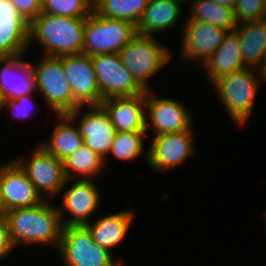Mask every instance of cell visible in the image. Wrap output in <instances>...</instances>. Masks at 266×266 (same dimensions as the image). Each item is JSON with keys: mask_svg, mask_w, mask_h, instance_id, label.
Returning <instances> with one entry per match:
<instances>
[{"mask_svg": "<svg viewBox=\"0 0 266 266\" xmlns=\"http://www.w3.org/2000/svg\"><path fill=\"white\" fill-rule=\"evenodd\" d=\"M53 200L30 207L6 211L9 237L15 249L21 245H52L58 249L63 222Z\"/></svg>", "mask_w": 266, "mask_h": 266, "instance_id": "1", "label": "cell"}, {"mask_svg": "<svg viewBox=\"0 0 266 266\" xmlns=\"http://www.w3.org/2000/svg\"><path fill=\"white\" fill-rule=\"evenodd\" d=\"M86 17H62L40 13L29 27V48L37 44L43 55L62 57L82 54Z\"/></svg>", "mask_w": 266, "mask_h": 266, "instance_id": "2", "label": "cell"}, {"mask_svg": "<svg viewBox=\"0 0 266 266\" xmlns=\"http://www.w3.org/2000/svg\"><path fill=\"white\" fill-rule=\"evenodd\" d=\"M257 69L244 68L219 78L211 86L234 124L243 127L255 108L260 88Z\"/></svg>", "mask_w": 266, "mask_h": 266, "instance_id": "3", "label": "cell"}, {"mask_svg": "<svg viewBox=\"0 0 266 266\" xmlns=\"http://www.w3.org/2000/svg\"><path fill=\"white\" fill-rule=\"evenodd\" d=\"M154 36L136 34L119 52L123 66L145 89L148 81L173 60L171 51Z\"/></svg>", "mask_w": 266, "mask_h": 266, "instance_id": "4", "label": "cell"}, {"mask_svg": "<svg viewBox=\"0 0 266 266\" xmlns=\"http://www.w3.org/2000/svg\"><path fill=\"white\" fill-rule=\"evenodd\" d=\"M129 21L98 15L94 10L86 17L83 53L89 56L119 54L136 35Z\"/></svg>", "mask_w": 266, "mask_h": 266, "instance_id": "5", "label": "cell"}, {"mask_svg": "<svg viewBox=\"0 0 266 266\" xmlns=\"http://www.w3.org/2000/svg\"><path fill=\"white\" fill-rule=\"evenodd\" d=\"M58 256L62 266H122L112 253L92 240L85 225L64 226Z\"/></svg>", "mask_w": 266, "mask_h": 266, "instance_id": "6", "label": "cell"}, {"mask_svg": "<svg viewBox=\"0 0 266 266\" xmlns=\"http://www.w3.org/2000/svg\"><path fill=\"white\" fill-rule=\"evenodd\" d=\"M37 94H41L48 108L55 115L69 114L74 110V99L69 81L64 73L62 57L43 55L32 65Z\"/></svg>", "mask_w": 266, "mask_h": 266, "instance_id": "7", "label": "cell"}, {"mask_svg": "<svg viewBox=\"0 0 266 266\" xmlns=\"http://www.w3.org/2000/svg\"><path fill=\"white\" fill-rule=\"evenodd\" d=\"M27 156L24 158L22 155L14 160L25 171L41 197L53 200L66 182L63 162L39 144Z\"/></svg>", "mask_w": 266, "mask_h": 266, "instance_id": "8", "label": "cell"}, {"mask_svg": "<svg viewBox=\"0 0 266 266\" xmlns=\"http://www.w3.org/2000/svg\"><path fill=\"white\" fill-rule=\"evenodd\" d=\"M97 185L92 179H66L61 204L56 206L64 226L85 225L92 221L90 218L96 214L102 199Z\"/></svg>", "mask_w": 266, "mask_h": 266, "instance_id": "9", "label": "cell"}, {"mask_svg": "<svg viewBox=\"0 0 266 266\" xmlns=\"http://www.w3.org/2000/svg\"><path fill=\"white\" fill-rule=\"evenodd\" d=\"M153 90L145 92L146 131L155 135L178 133L193 126L190 111L176 99L157 96Z\"/></svg>", "mask_w": 266, "mask_h": 266, "instance_id": "10", "label": "cell"}, {"mask_svg": "<svg viewBox=\"0 0 266 266\" xmlns=\"http://www.w3.org/2000/svg\"><path fill=\"white\" fill-rule=\"evenodd\" d=\"M86 108L88 109L79 106L68 115L77 124L83 137V144L102 158L106 166L107 156L116 134L114 125L101 105L86 106ZM83 109L85 111L81 113Z\"/></svg>", "mask_w": 266, "mask_h": 266, "instance_id": "11", "label": "cell"}, {"mask_svg": "<svg viewBox=\"0 0 266 266\" xmlns=\"http://www.w3.org/2000/svg\"><path fill=\"white\" fill-rule=\"evenodd\" d=\"M102 99L131 97L146 90L123 66L119 54L91 56Z\"/></svg>", "mask_w": 266, "mask_h": 266, "instance_id": "12", "label": "cell"}, {"mask_svg": "<svg viewBox=\"0 0 266 266\" xmlns=\"http://www.w3.org/2000/svg\"><path fill=\"white\" fill-rule=\"evenodd\" d=\"M194 127L178 133L153 135L150 146L147 147V165L152 171L166 172L180 166L196 148L193 140Z\"/></svg>", "mask_w": 266, "mask_h": 266, "instance_id": "13", "label": "cell"}, {"mask_svg": "<svg viewBox=\"0 0 266 266\" xmlns=\"http://www.w3.org/2000/svg\"><path fill=\"white\" fill-rule=\"evenodd\" d=\"M62 66L73 94L74 110L100 105L103 99L91 56L84 53L62 56Z\"/></svg>", "mask_w": 266, "mask_h": 266, "instance_id": "14", "label": "cell"}, {"mask_svg": "<svg viewBox=\"0 0 266 266\" xmlns=\"http://www.w3.org/2000/svg\"><path fill=\"white\" fill-rule=\"evenodd\" d=\"M180 57L187 62H199L201 67L222 44L229 30L214 26L206 21H184Z\"/></svg>", "mask_w": 266, "mask_h": 266, "instance_id": "15", "label": "cell"}, {"mask_svg": "<svg viewBox=\"0 0 266 266\" xmlns=\"http://www.w3.org/2000/svg\"><path fill=\"white\" fill-rule=\"evenodd\" d=\"M0 190L6 211L30 208L44 201L14 159L0 163Z\"/></svg>", "mask_w": 266, "mask_h": 266, "instance_id": "16", "label": "cell"}, {"mask_svg": "<svg viewBox=\"0 0 266 266\" xmlns=\"http://www.w3.org/2000/svg\"><path fill=\"white\" fill-rule=\"evenodd\" d=\"M29 27L30 23L9 0H1L0 58L26 55L29 50Z\"/></svg>", "mask_w": 266, "mask_h": 266, "instance_id": "17", "label": "cell"}, {"mask_svg": "<svg viewBox=\"0 0 266 266\" xmlns=\"http://www.w3.org/2000/svg\"><path fill=\"white\" fill-rule=\"evenodd\" d=\"M108 114L116 132H147L145 93L131 97H113L100 104Z\"/></svg>", "mask_w": 266, "mask_h": 266, "instance_id": "18", "label": "cell"}, {"mask_svg": "<svg viewBox=\"0 0 266 266\" xmlns=\"http://www.w3.org/2000/svg\"><path fill=\"white\" fill-rule=\"evenodd\" d=\"M25 55L0 58V100L16 99L35 93L36 81L29 61Z\"/></svg>", "mask_w": 266, "mask_h": 266, "instance_id": "19", "label": "cell"}, {"mask_svg": "<svg viewBox=\"0 0 266 266\" xmlns=\"http://www.w3.org/2000/svg\"><path fill=\"white\" fill-rule=\"evenodd\" d=\"M136 217V212L128 208L102 215L85 226L89 229L92 240L112 253V249L119 247L125 240Z\"/></svg>", "mask_w": 266, "mask_h": 266, "instance_id": "20", "label": "cell"}, {"mask_svg": "<svg viewBox=\"0 0 266 266\" xmlns=\"http://www.w3.org/2000/svg\"><path fill=\"white\" fill-rule=\"evenodd\" d=\"M201 68L206 71V80L210 86L219 78L246 68L242 60L239 36L235 30L227 32L222 44Z\"/></svg>", "mask_w": 266, "mask_h": 266, "instance_id": "21", "label": "cell"}, {"mask_svg": "<svg viewBox=\"0 0 266 266\" xmlns=\"http://www.w3.org/2000/svg\"><path fill=\"white\" fill-rule=\"evenodd\" d=\"M182 4L174 0H149L136 25V33L153 36L177 25L182 14ZM181 16V17H180ZM156 33V34H155Z\"/></svg>", "mask_w": 266, "mask_h": 266, "instance_id": "22", "label": "cell"}, {"mask_svg": "<svg viewBox=\"0 0 266 266\" xmlns=\"http://www.w3.org/2000/svg\"><path fill=\"white\" fill-rule=\"evenodd\" d=\"M54 116L57 117L56 123L49 140H44L39 145L63 162L83 145V137L77 124L68 114Z\"/></svg>", "mask_w": 266, "mask_h": 266, "instance_id": "23", "label": "cell"}, {"mask_svg": "<svg viewBox=\"0 0 266 266\" xmlns=\"http://www.w3.org/2000/svg\"><path fill=\"white\" fill-rule=\"evenodd\" d=\"M241 54L246 68L257 69L266 59V18L238 24Z\"/></svg>", "mask_w": 266, "mask_h": 266, "instance_id": "24", "label": "cell"}, {"mask_svg": "<svg viewBox=\"0 0 266 266\" xmlns=\"http://www.w3.org/2000/svg\"><path fill=\"white\" fill-rule=\"evenodd\" d=\"M63 166L68 180H91L92 176L94 180V176L101 174L105 168L104 160L84 144L63 161Z\"/></svg>", "mask_w": 266, "mask_h": 266, "instance_id": "25", "label": "cell"}, {"mask_svg": "<svg viewBox=\"0 0 266 266\" xmlns=\"http://www.w3.org/2000/svg\"><path fill=\"white\" fill-rule=\"evenodd\" d=\"M187 6H189L190 15L185 21H206L229 31L234 30L238 25L234 8L218 5L209 0H192Z\"/></svg>", "mask_w": 266, "mask_h": 266, "instance_id": "26", "label": "cell"}, {"mask_svg": "<svg viewBox=\"0 0 266 266\" xmlns=\"http://www.w3.org/2000/svg\"><path fill=\"white\" fill-rule=\"evenodd\" d=\"M149 0H96L93 10L100 16L139 22Z\"/></svg>", "mask_w": 266, "mask_h": 266, "instance_id": "27", "label": "cell"}, {"mask_svg": "<svg viewBox=\"0 0 266 266\" xmlns=\"http://www.w3.org/2000/svg\"><path fill=\"white\" fill-rule=\"evenodd\" d=\"M147 136V132H116L108 157L112 155L118 160L129 162L144 154L147 162L148 150H144Z\"/></svg>", "mask_w": 266, "mask_h": 266, "instance_id": "28", "label": "cell"}, {"mask_svg": "<svg viewBox=\"0 0 266 266\" xmlns=\"http://www.w3.org/2000/svg\"><path fill=\"white\" fill-rule=\"evenodd\" d=\"M93 11L88 0H42L41 12L62 17H87Z\"/></svg>", "mask_w": 266, "mask_h": 266, "instance_id": "29", "label": "cell"}, {"mask_svg": "<svg viewBox=\"0 0 266 266\" xmlns=\"http://www.w3.org/2000/svg\"><path fill=\"white\" fill-rule=\"evenodd\" d=\"M234 12L237 24L266 18L264 0H236Z\"/></svg>", "mask_w": 266, "mask_h": 266, "instance_id": "30", "label": "cell"}, {"mask_svg": "<svg viewBox=\"0 0 266 266\" xmlns=\"http://www.w3.org/2000/svg\"><path fill=\"white\" fill-rule=\"evenodd\" d=\"M33 94H28L24 96H20L16 99H5L1 102V113L2 111H6L13 116L15 119L23 120L28 119L34 112V98ZM6 109V110H4ZM33 111V112H32Z\"/></svg>", "mask_w": 266, "mask_h": 266, "instance_id": "31", "label": "cell"}, {"mask_svg": "<svg viewBox=\"0 0 266 266\" xmlns=\"http://www.w3.org/2000/svg\"><path fill=\"white\" fill-rule=\"evenodd\" d=\"M17 12L31 23L41 13L42 0H9Z\"/></svg>", "mask_w": 266, "mask_h": 266, "instance_id": "32", "label": "cell"}, {"mask_svg": "<svg viewBox=\"0 0 266 266\" xmlns=\"http://www.w3.org/2000/svg\"><path fill=\"white\" fill-rule=\"evenodd\" d=\"M13 251L15 247L10 240L5 217H0V260L9 256Z\"/></svg>", "mask_w": 266, "mask_h": 266, "instance_id": "33", "label": "cell"}, {"mask_svg": "<svg viewBox=\"0 0 266 266\" xmlns=\"http://www.w3.org/2000/svg\"><path fill=\"white\" fill-rule=\"evenodd\" d=\"M257 72H258L260 83L261 84H263L264 82L266 83V59L257 68Z\"/></svg>", "mask_w": 266, "mask_h": 266, "instance_id": "34", "label": "cell"}, {"mask_svg": "<svg viewBox=\"0 0 266 266\" xmlns=\"http://www.w3.org/2000/svg\"><path fill=\"white\" fill-rule=\"evenodd\" d=\"M209 1H212L218 5H223V6H227L230 8H234L236 0H209Z\"/></svg>", "mask_w": 266, "mask_h": 266, "instance_id": "35", "label": "cell"}, {"mask_svg": "<svg viewBox=\"0 0 266 266\" xmlns=\"http://www.w3.org/2000/svg\"><path fill=\"white\" fill-rule=\"evenodd\" d=\"M5 214H6V208L4 206L2 195H1V190H0V217H5Z\"/></svg>", "mask_w": 266, "mask_h": 266, "instance_id": "36", "label": "cell"}, {"mask_svg": "<svg viewBox=\"0 0 266 266\" xmlns=\"http://www.w3.org/2000/svg\"><path fill=\"white\" fill-rule=\"evenodd\" d=\"M174 1H177V2H179V3H181V4L183 5L184 3H188V4H190V2H191L192 0H174Z\"/></svg>", "mask_w": 266, "mask_h": 266, "instance_id": "37", "label": "cell"}, {"mask_svg": "<svg viewBox=\"0 0 266 266\" xmlns=\"http://www.w3.org/2000/svg\"><path fill=\"white\" fill-rule=\"evenodd\" d=\"M92 5H94L96 0H88Z\"/></svg>", "mask_w": 266, "mask_h": 266, "instance_id": "38", "label": "cell"}, {"mask_svg": "<svg viewBox=\"0 0 266 266\" xmlns=\"http://www.w3.org/2000/svg\"><path fill=\"white\" fill-rule=\"evenodd\" d=\"M265 216H264V219H265V222H266V211H265V214H264ZM266 224V223H265ZM266 227V226H265Z\"/></svg>", "mask_w": 266, "mask_h": 266, "instance_id": "39", "label": "cell"}]
</instances>
